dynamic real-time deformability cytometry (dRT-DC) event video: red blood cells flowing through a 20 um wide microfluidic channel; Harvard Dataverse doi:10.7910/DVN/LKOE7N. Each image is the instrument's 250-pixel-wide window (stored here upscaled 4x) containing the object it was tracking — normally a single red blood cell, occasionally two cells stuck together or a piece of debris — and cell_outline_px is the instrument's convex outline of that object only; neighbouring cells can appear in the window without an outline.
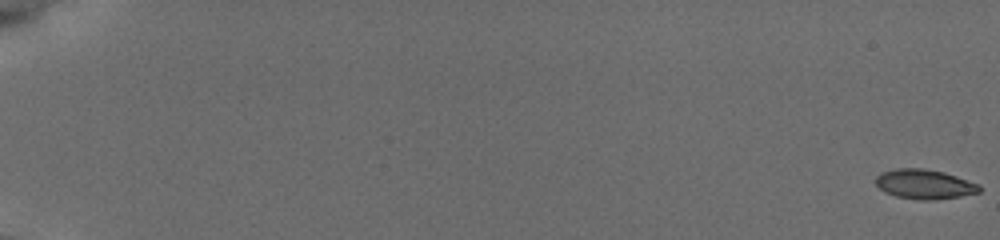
{"species": "common noctule bat (a hibernating species)", "species_latin": "Nyctalus noctula", "temperature_condition": "cold", "stored_images_in_passage": 57, "camera_frame_rate_fps": 3000, "um_per_image_px": 0.085, "animal": {"sex": "female", "body_mass_g": 19.5, "forearm_length_mm": 54.1}, "frame": {"image": 1, "passage_image": 1, "time_ms": 0.0, "image_size_px": [1000, 240], "cell_outline_px": [[980, 192], [960, 196], [932, 200], [920, 200], [896, 196], [884, 192], [876, 184], [876, 176], [880, 172], [896, 168], [924, 168], [944, 172], [980, 184]], "centroid_in_image_um": [78.56, 15.65], "position_along_channel_um": 6.4, "area_um2": 17.92}}
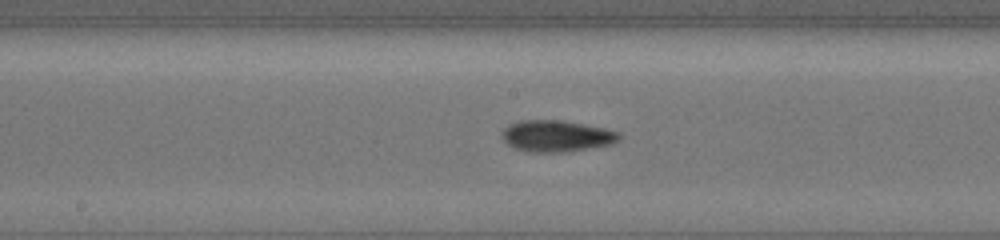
{"frame": {"image": 2, "passage_image": 33, "time_ms": 10.667, "image_size_px": [1000, 240], "cell_outline_px": [[620, 140], [612, 144], [568, 152], [524, 152], [512, 148], [500, 136], [504, 128], [508, 124], [520, 120], [560, 120], [604, 128], [620, 132]], "centroid_in_image_um": [47.27, 11.57], "position_along_channel_um": 200.9, "area_um2": 21.73}}
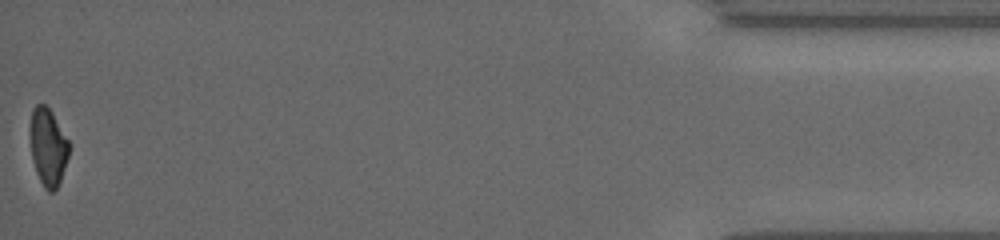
{"frame": {"image": 3, "passage_image": 57, "time_ms": 18.667, "image_size_px": [1000, 240], "cell_outline_px": [[72, 144], [60, 180], [56, 188], [52, 192], [48, 192], [44, 188], [36, 172], [32, 160], [28, 128], [32, 108], [36, 104], [44, 104], [52, 112]], "centroid_in_image_um": [4.07, 12.44], "position_along_channel_um": 431.1, "area_um2": 18.03}, "authors_computed_cell_mechanics": {"area_um2": 18.8428, "velocity_mm_per_s": 3.8458, "shape_relaxation_time_tau1_ms": 3.3204, "shape_relaxation_time_tau2_ms": 4.848, "deformation_change_tau1": 0.109, "deformation_change_tau2": 0.1048}}